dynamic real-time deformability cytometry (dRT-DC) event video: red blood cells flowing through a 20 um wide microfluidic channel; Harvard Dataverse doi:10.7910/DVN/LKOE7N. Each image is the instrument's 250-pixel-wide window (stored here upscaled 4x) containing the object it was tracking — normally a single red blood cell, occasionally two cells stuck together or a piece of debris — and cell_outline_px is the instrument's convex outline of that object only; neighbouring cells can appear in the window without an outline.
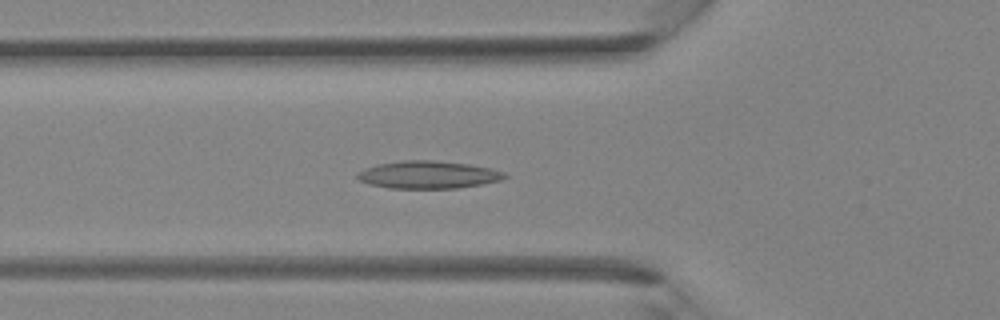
{"species": "Egyptian fruit bat (a non-hibernating species)", "species_latin": "Rousettus aegyptiacus", "temperature_condition": "room temperature", "stored_images_in_passage": 39, "camera_frame_rate_fps": 3000, "um_per_image_px": 0.085, "animal": {"sex": "female"}, "frame": {"image": 1, "passage_image": 13, "time_ms": 4.0, "image_size_px": [1000, 320], "cell_outline_px": [[508, 176], [504, 180], [456, 188], [388, 188], [368, 184], [360, 180], [356, 176], [356, 172], [364, 168], [376, 164], [404, 160], [432, 160], [468, 164], [492, 168], [504, 172]], "centroid_in_image_um": [36.38, 14.85], "position_along_channel_um": 89.4, "area_um2": 23.81}}
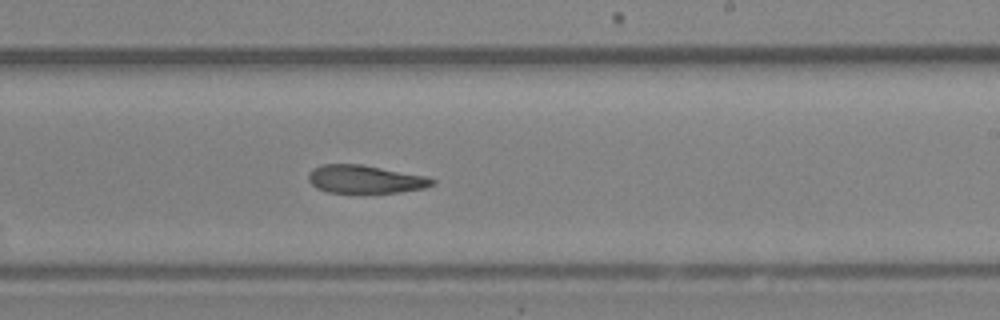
{"frame": {"image": 2, "passage_image": 23, "time_ms": 7.333, "image_size_px": [1000, 320], "cell_outline_px": [[436, 184], [424, 188], [400, 192], [328, 192], [316, 188], [308, 180], [308, 172], [312, 168], [320, 164], [360, 164], [428, 176], [436, 180]], "centroid_in_image_um": [31.04, 15.22], "position_along_channel_um": 258.0, "area_um2": 20.35}}
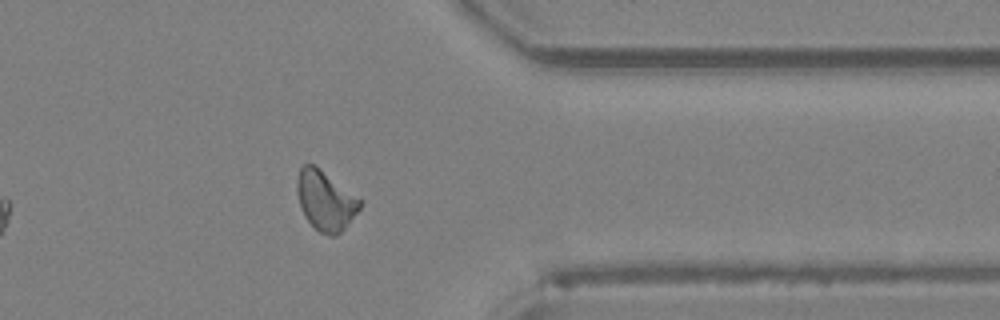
{"frame": {"image": 3, "passage_image": 31, "time_ms": 10.0, "image_size_px": [1000, 320], "cell_outline_px": [[360, 208], [344, 228], [336, 236], [332, 236], [320, 232], [304, 216], [300, 208], [296, 188], [296, 180], [300, 168], [304, 164], [312, 164], [360, 200]], "centroid_in_image_um": [27.6, 17.07], "position_along_channel_um": 383.8, "area_um2": 21.04}}